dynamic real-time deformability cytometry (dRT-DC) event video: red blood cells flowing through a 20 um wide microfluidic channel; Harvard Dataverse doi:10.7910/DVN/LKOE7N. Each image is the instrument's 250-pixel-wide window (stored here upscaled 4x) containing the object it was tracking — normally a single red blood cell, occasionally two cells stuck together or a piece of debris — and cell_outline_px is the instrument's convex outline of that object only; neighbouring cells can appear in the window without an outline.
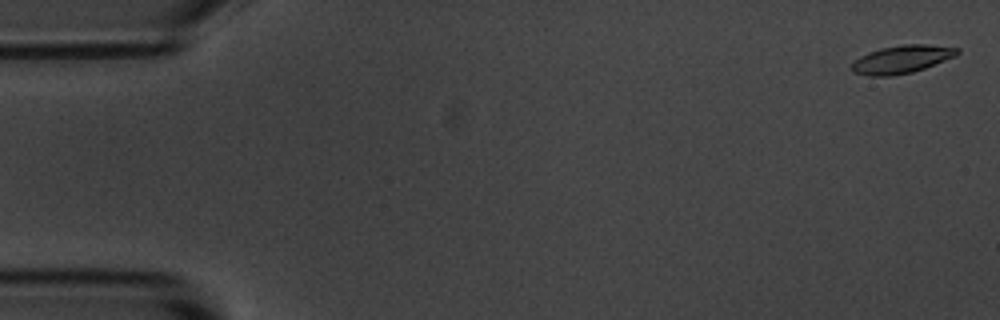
{"species": "common noctule bat (a hibernating species)", "species_latin": "Nyctalus noctula", "temperature_condition": "room temperature", "stored_images_in_passage": 56, "camera_frame_rate_fps": 3000, "um_per_image_px": 0.085, "animal": {"sex": "male", "body_mass_g": 20.1, "forearm_length_mm": 53.5}, "frame": {"image": 1, "passage_image": 2, "time_ms": 0.333, "image_size_px": [1000, 320], "cell_outline_px": [[960, 52], [956, 56], [924, 68], [912, 72], [892, 76], [868, 76], [852, 72], [852, 64], [860, 56], [868, 52], [880, 48], [904, 44], [924, 44], [960, 48]], "centroid_in_image_um": [76.65, 5.04], "position_along_channel_um": 8.4, "area_um2": 17.17}}
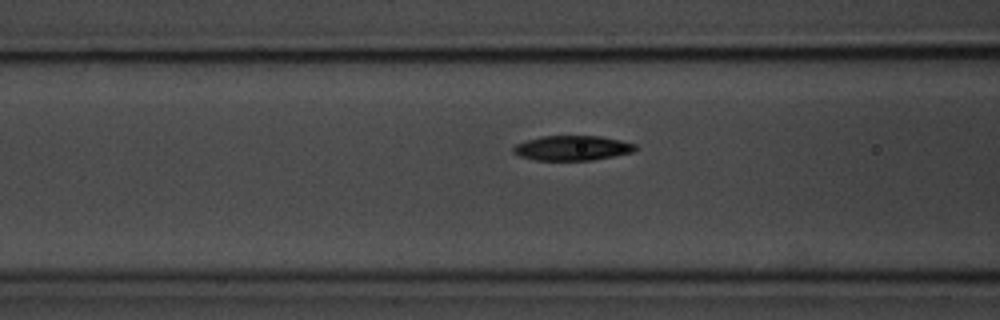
{"frame": {"image": 2, "passage_image": 22, "time_ms": 7.0, "image_size_px": [1000, 320], "cell_outline_px": [[640, 148], [632, 152], [592, 160], [536, 160], [520, 156], [512, 152], [512, 148], [516, 144], [540, 136], [600, 136], [620, 140], [636, 144]], "centroid_in_image_um": [48.66, 12.58], "position_along_channel_um": 117.9, "area_um2": 17.63}}
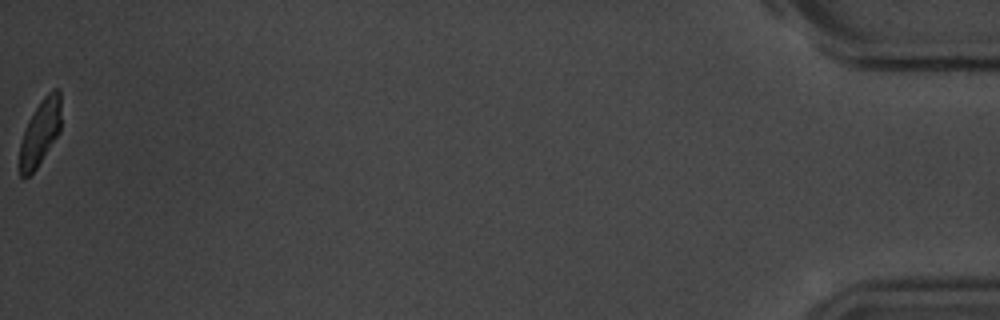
{"frame": {"image": 3, "passage_image": 56, "time_ms": 18.333, "image_size_px": [1000, 320], "cell_outline_px": [[60, 132], [36, 168], [24, 180], [20, 176], [20, 144], [28, 120], [40, 100], [52, 88], [60, 88]], "centroid_in_image_um": [3.42, 11.23], "position_along_channel_um": 431.8, "area_um2": 15.84}, "authors_computed_cell_mechanics": {"area_um2": 17.629, "velocity_mm_per_s": 3.6513, "shape_relaxation_time_tau1_ms": 3.0369, "shape_relaxation_time_tau2_ms": 3.4141, "deformation_change_tau1": 0.1407, "deformation_change_tau2": 0.0795}}